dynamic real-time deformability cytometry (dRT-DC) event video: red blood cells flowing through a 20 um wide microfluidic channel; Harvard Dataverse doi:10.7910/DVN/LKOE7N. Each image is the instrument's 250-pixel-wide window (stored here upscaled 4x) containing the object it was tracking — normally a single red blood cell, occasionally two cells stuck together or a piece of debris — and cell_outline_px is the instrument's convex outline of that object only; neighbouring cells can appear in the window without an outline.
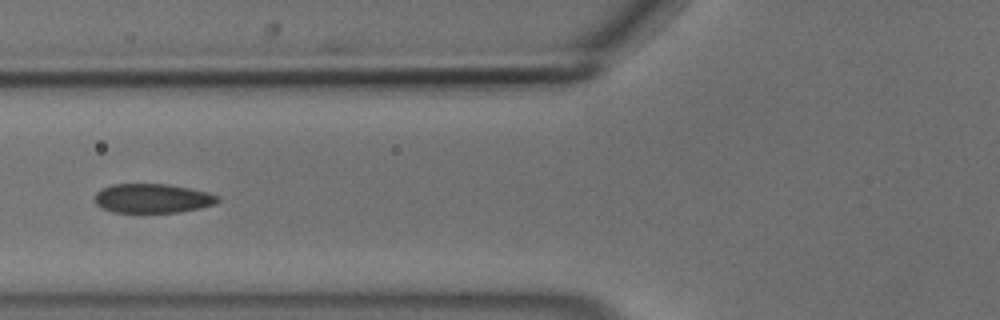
{"species": "common noctule bat (a hibernating species)", "species_latin": "Nyctalus noctula", "temperature_condition": "cold", "stored_images_in_passage": 19, "camera_frame_rate_fps": 3000, "um_per_image_px": 0.085, "animal": {"sex": "male", "body_mass_g": 18.8}, "frame": {"image": 1, "passage_image": 6, "time_ms": 1.667, "image_size_px": [1000, 320], "cell_outline_px": [[220, 200], [216, 204], [200, 208], [176, 212], [112, 212], [96, 204], [92, 200], [96, 192], [112, 184], [168, 184], [192, 188], [208, 192], [220, 196]], "centroid_in_image_um": [12.98, 16.85], "position_along_channel_um": 112.8, "area_um2": 21.1}}
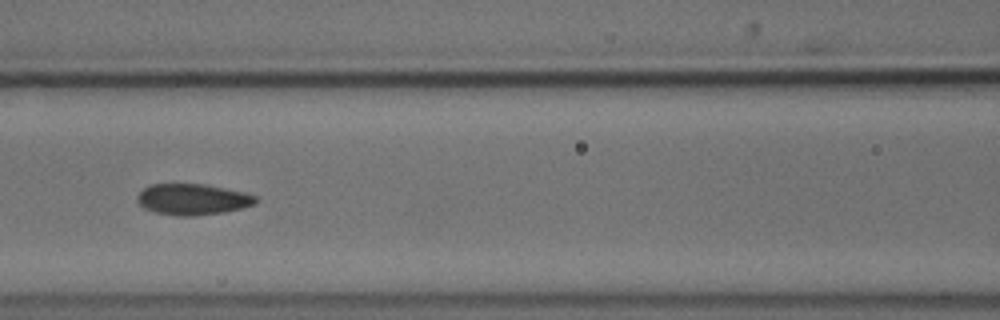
{"frame": {"image": 2, "passage_image": 9, "time_ms": 2.667, "image_size_px": [1000, 320], "cell_outline_px": [[256, 204], [224, 212], [192, 216], [180, 216], [156, 212], [144, 208], [136, 200], [136, 196], [144, 188], [152, 184], [204, 184], [244, 192], [256, 196]], "centroid_in_image_um": [16.36, 16.94], "position_along_channel_um": 150.2, "area_um2": 21.27}}